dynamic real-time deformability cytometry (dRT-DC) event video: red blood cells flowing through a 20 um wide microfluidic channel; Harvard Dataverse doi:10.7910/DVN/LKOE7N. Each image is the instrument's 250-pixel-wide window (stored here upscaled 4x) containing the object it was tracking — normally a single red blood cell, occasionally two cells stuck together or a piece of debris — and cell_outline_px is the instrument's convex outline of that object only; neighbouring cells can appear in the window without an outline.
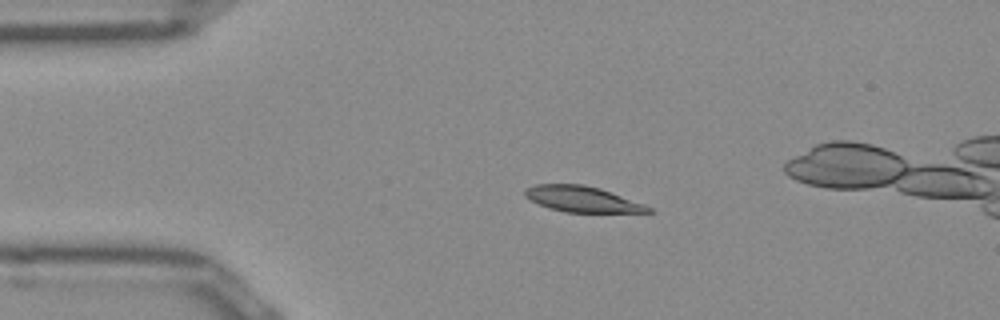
{"species": "Egyptian fruit bat (a non-hibernating species)", "species_latin": "Rousettus aegyptiacus", "temperature_condition": "room temperature", "stored_images_in_passage": 51, "camera_frame_rate_fps": 3000, "um_per_image_px": 0.085, "frame": {"image": 1, "passage_image": 10, "time_ms": 3.0, "image_size_px": [1000, 320], "cell_outline_px": [[652, 212], [564, 212], [540, 204], [524, 196], [524, 192], [528, 188], [536, 184], [584, 184], [600, 188], [644, 204], [652, 208]], "centroid_in_image_um": [49.5, 16.92], "position_along_channel_um": 35.5, "area_um2": 18.21}}
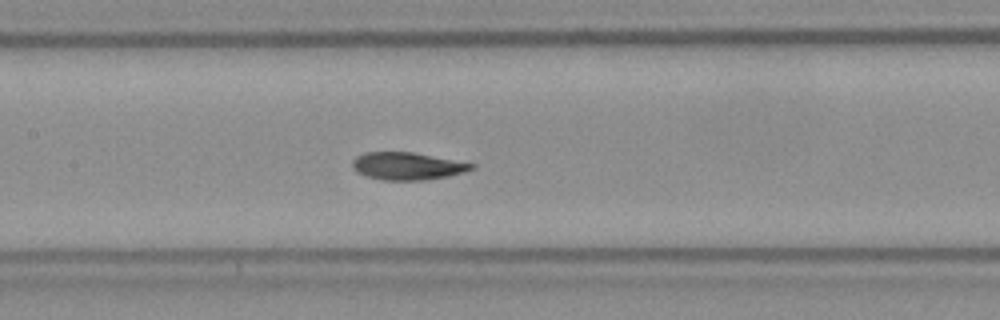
{"frame": {"image": 2, "passage_image": 23, "time_ms": 7.333, "image_size_px": [1000, 320], "cell_outline_px": [[476, 168], [448, 176], [424, 180], [384, 180], [368, 176], [356, 172], [352, 168], [352, 160], [356, 156], [364, 152], [412, 152], [476, 164]], "centroid_in_image_um": [34.6, 14.11], "position_along_channel_um": 172.8, "area_um2": 19.02}}
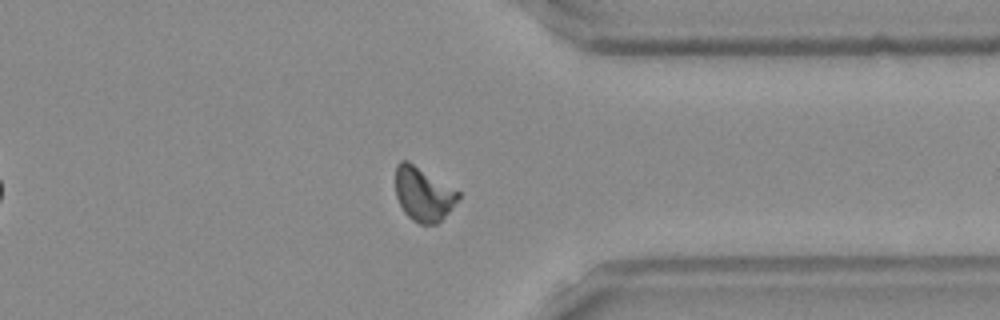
{"frame": {"image": 3, "passage_image": 39, "time_ms": 12.667, "image_size_px": [1000, 320], "cell_outline_px": [[460, 196], [452, 208], [436, 224], [420, 224], [412, 220], [404, 212], [396, 196], [396, 164], [400, 160], [408, 160], [460, 192]], "centroid_in_image_um": [35.97, 16.48], "position_along_channel_um": 375.4, "area_um2": 19.59}, "authors_computed_cell_mechanics": {"area_um2": 19.1318, "velocity_mm_per_s": 3.9242, "shape_relaxation_time_tau1_ms": null, "shape_relaxation_time_tau2_ms": 1.8899, "deformation_change_tau1": null, "deformation_change_tau2": 0.0562}}